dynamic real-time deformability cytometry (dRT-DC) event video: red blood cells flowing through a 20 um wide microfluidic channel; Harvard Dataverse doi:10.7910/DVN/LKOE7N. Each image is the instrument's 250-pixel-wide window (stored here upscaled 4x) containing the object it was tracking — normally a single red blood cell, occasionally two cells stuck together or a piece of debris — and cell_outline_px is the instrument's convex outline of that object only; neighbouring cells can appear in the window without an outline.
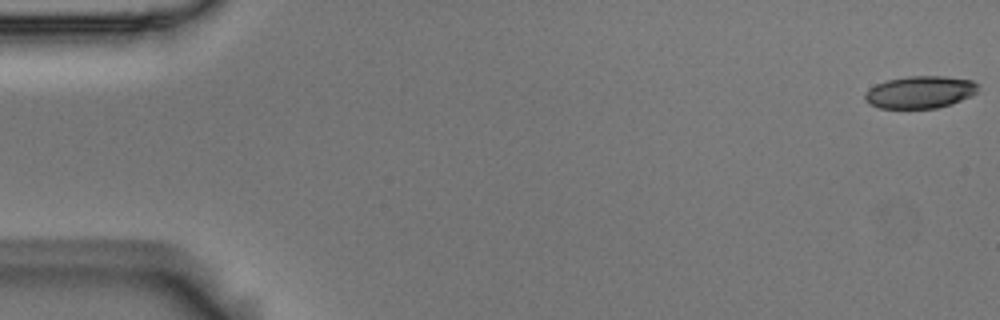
{"species": "Egyptian fruit bat (a non-hibernating species)", "species_latin": "Rousettus aegyptiacus", "temperature_condition": "room temperature", "stored_images_in_passage": 6, "camera_frame_rate_fps": 3000, "um_per_image_px": 0.085, "animal": {"sex": "male"}, "frame": {"image": 1, "passage_image": 1, "time_ms": 0.0, "image_size_px": [1000, 320], "cell_outline_px": [[980, 84], [976, 92], [972, 96], [952, 104], [936, 108], [880, 108], [864, 100], [864, 92], [868, 88], [876, 84], [888, 80], [908, 76], [944, 76], [972, 80]], "centroid_in_image_um": [78.22, 7.82], "position_along_channel_um": 6.8, "area_um2": 21.44}}
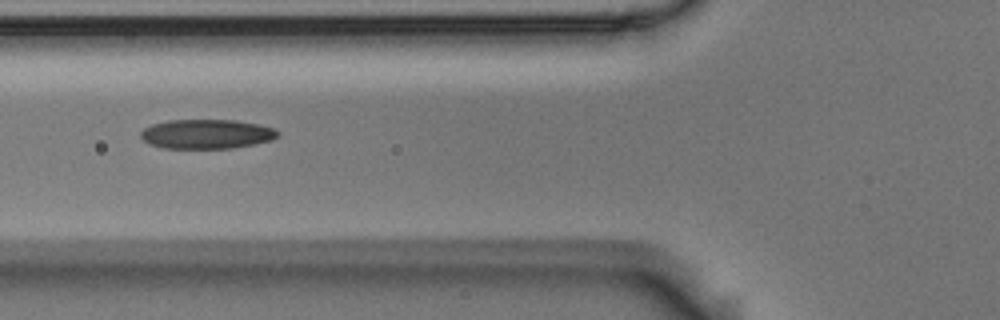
{"frame": {"image": 2, "passage_image": 4, "time_ms": 1.0, "image_size_px": [1000, 320], "cell_outline_px": [[280, 136], [272, 140], [232, 148], [164, 148], [148, 144], [140, 136], [140, 132], [144, 128], [152, 124], [168, 120], [236, 120], [260, 124], [276, 128], [280, 132]], "centroid_in_image_um": [17.59, 11.38], "position_along_channel_um": 108.2, "area_um2": 23.7}}
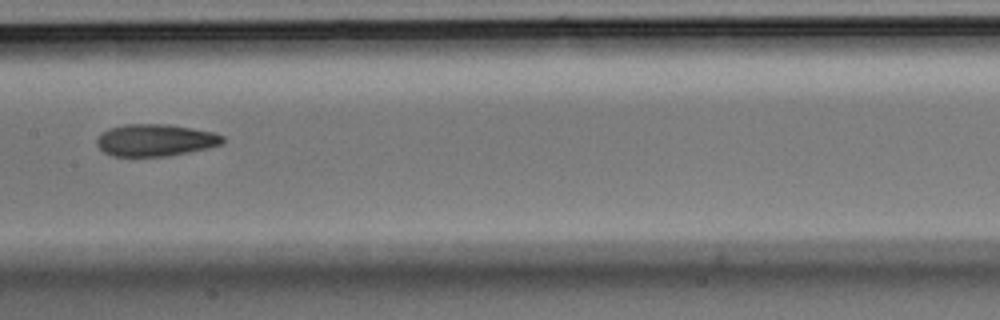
{"frame": {"image": 3, "passage_image": 6, "time_ms": 1.667, "image_size_px": [1000, 320], "cell_outline_px": [[224, 140], [220, 144], [208, 148], [168, 156], [112, 156], [104, 152], [96, 144], [96, 140], [100, 132], [124, 124], [168, 124], [216, 132], [224, 136]], "centroid_in_image_um": [13.2, 11.91], "position_along_channel_um": 194.2, "area_um2": 23.58}}